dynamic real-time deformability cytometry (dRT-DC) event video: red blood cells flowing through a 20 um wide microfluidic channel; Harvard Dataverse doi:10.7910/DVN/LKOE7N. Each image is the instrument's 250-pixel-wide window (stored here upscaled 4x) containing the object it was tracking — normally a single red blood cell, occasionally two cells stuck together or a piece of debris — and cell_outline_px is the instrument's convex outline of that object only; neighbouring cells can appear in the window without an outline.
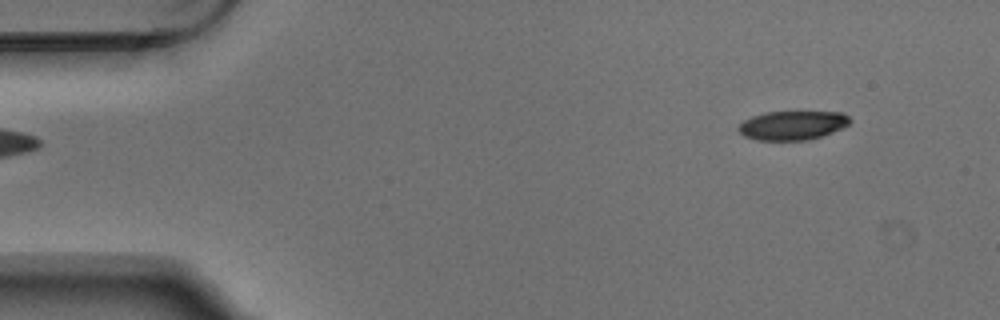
{"species": "Egyptian fruit bat (a non-hibernating species)", "species_latin": "Rousettus aegyptiacus", "temperature_condition": "warm", "stored_images_in_passage": 4, "camera_frame_rate_fps": 3000, "um_per_image_px": 0.085, "animal": {"sex": "male"}, "frame": {"image": 1, "passage_image": 2, "time_ms": 0.333, "image_size_px": [1000, 320], "cell_outline_px": [[852, 120], [848, 124], [832, 132], [808, 140], [756, 140], [744, 136], [736, 128], [744, 120], [752, 116], [764, 112], [840, 112], [848, 116]], "centroid_in_image_um": [67.32, 10.65], "position_along_channel_um": 17.7, "area_um2": 18.73}}